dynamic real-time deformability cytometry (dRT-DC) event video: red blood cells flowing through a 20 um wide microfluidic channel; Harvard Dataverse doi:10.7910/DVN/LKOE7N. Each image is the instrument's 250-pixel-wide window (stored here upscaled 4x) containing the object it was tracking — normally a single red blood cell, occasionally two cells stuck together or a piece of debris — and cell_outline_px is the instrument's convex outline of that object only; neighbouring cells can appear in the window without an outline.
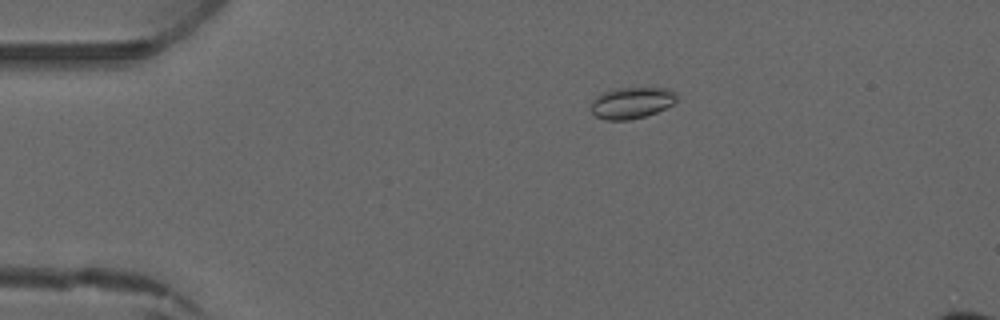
{"species": "common noctule bat (a hibernating species)", "species_latin": "Nyctalus noctula", "temperature_condition": "warm", "stored_images_in_passage": 4, "camera_frame_rate_fps": 3000, "um_per_image_px": 0.085, "animal": {"sex": "male", "forearm_length_mm": 52.5}, "frame": {"image": 1, "passage_image": 3, "time_ms": 2.333, "image_size_px": [1000, 320], "cell_outline_px": [[676, 100], [672, 104], [656, 112], [644, 116], [628, 120], [604, 120], [596, 116], [588, 108], [592, 100], [600, 92], [616, 88], [668, 88], [676, 92]], "centroid_in_image_um": [53.62, 8.73], "position_along_channel_um": 31.4, "area_um2": 15.84}}